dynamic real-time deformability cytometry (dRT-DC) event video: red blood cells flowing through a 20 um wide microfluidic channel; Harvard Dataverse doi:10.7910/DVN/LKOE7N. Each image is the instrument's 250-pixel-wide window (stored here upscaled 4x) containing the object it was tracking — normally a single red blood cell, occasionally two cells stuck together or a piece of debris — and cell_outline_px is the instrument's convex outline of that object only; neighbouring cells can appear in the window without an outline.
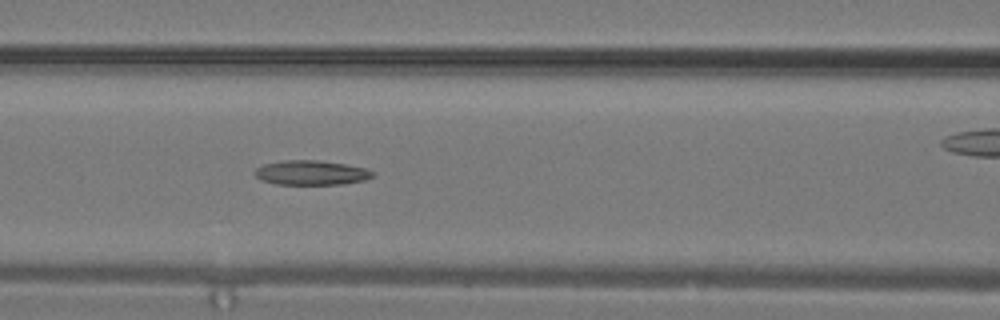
{"species": "common noctule bat (a hibernating species)", "species_latin": "Nyctalus noctula", "temperature_condition": "warm", "stored_images_in_passage": 8, "segment_of_instrument_passage": [1, 2], "camera_frame_rate_fps": 3000, "um_per_image_px": 0.085, "animal": {"sex": "male", "body_mass_g": 19.2, "forearm_length_mm": 51.8}, "frame": {"image": 1, "passage_image": 7, "time_ms": 2.0, "image_size_px": [1000, 320], "cell_outline_px": [[376, 172], [372, 176], [364, 180], [344, 184], [276, 184], [260, 180], [256, 176], [256, 168], [264, 164], [284, 160], [316, 160], [344, 164], [368, 168]], "centroid_in_image_um": [26.48, 14.68], "position_along_channel_um": 140.1, "area_um2": 16.82}}